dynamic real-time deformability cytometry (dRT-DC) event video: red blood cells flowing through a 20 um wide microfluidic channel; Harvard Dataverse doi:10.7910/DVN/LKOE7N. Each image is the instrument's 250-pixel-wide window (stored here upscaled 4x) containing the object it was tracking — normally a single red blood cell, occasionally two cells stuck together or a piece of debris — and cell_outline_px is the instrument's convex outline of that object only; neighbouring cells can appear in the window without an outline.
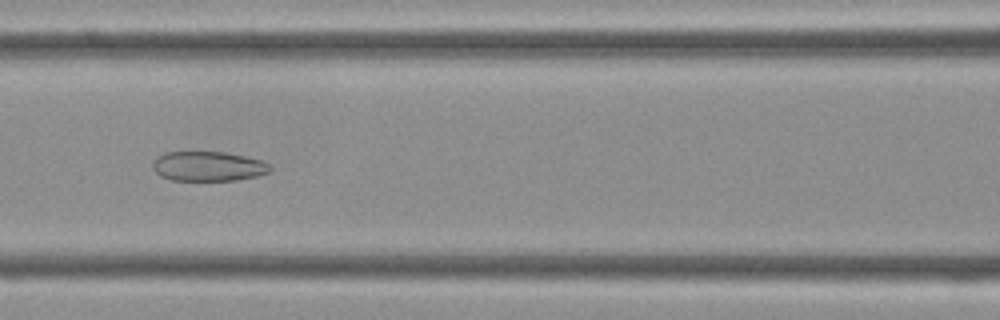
{"species": "Egyptian fruit bat (a non-hibernating species)", "species_latin": "Rousettus aegyptiacus", "temperature_condition": "cold", "stored_images_in_passage": 31, "camera_frame_rate_fps": 3000, "um_per_image_px": 0.085, "frame": {"image": 1, "passage_image": 7, "time_ms": 2.0, "image_size_px": [1000, 320], "cell_outline_px": [[272, 168], [268, 172], [256, 176], [236, 180], [172, 180], [160, 176], [152, 168], [152, 160], [156, 156], [164, 152], [224, 152], [244, 156], [260, 160], [268, 164]], "centroid_in_image_um": [17.63, 14.13], "position_along_channel_um": 149.0, "area_um2": 20.29}}
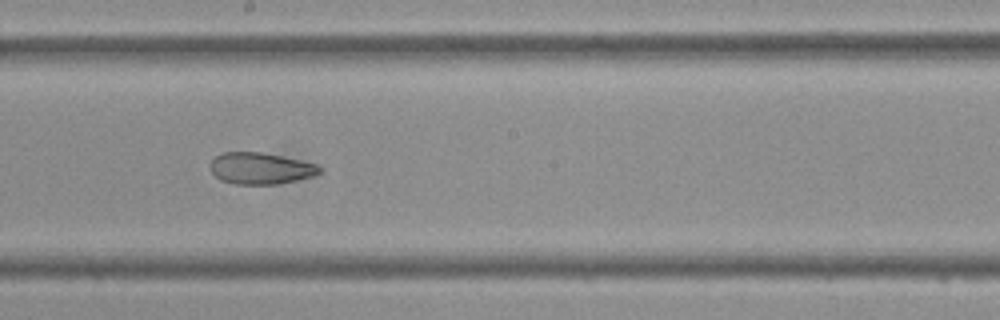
{"frame": {"image": 2, "passage_image": 12, "time_ms": 3.667, "image_size_px": [1000, 320], "cell_outline_px": [[324, 168], [320, 172], [312, 176], [296, 180], [276, 184], [236, 184], [220, 180], [212, 172], [208, 164], [216, 156], [224, 152], [260, 152], [300, 160], [316, 164]], "centroid_in_image_um": [22.13, 14.31], "position_along_channel_um": 226.1, "area_um2": 20.0}}
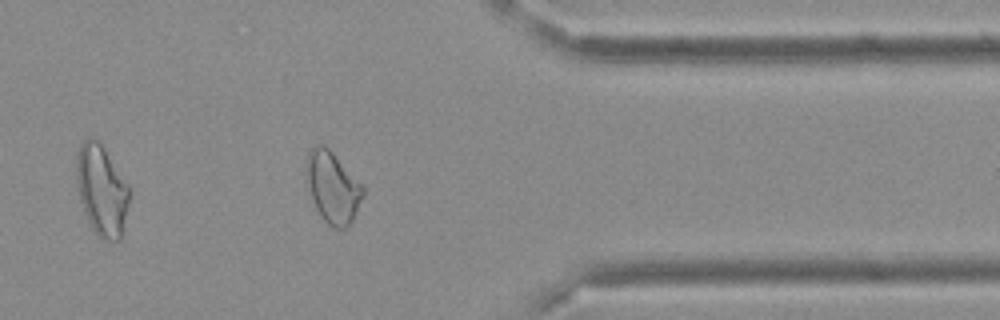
{"frame": {"image": 3, "passage_image": 23, "time_ms": 7.333, "image_size_px": [1000, 320], "cell_outline_px": [[364, 196], [352, 220], [344, 228], [336, 228], [328, 224], [320, 216], [316, 208], [304, 180], [304, 164], [308, 152], [316, 144], [324, 144], [364, 184]], "centroid_in_image_um": [28.25, 15.87], "position_along_channel_um": 383.2, "area_um2": 24.04}}